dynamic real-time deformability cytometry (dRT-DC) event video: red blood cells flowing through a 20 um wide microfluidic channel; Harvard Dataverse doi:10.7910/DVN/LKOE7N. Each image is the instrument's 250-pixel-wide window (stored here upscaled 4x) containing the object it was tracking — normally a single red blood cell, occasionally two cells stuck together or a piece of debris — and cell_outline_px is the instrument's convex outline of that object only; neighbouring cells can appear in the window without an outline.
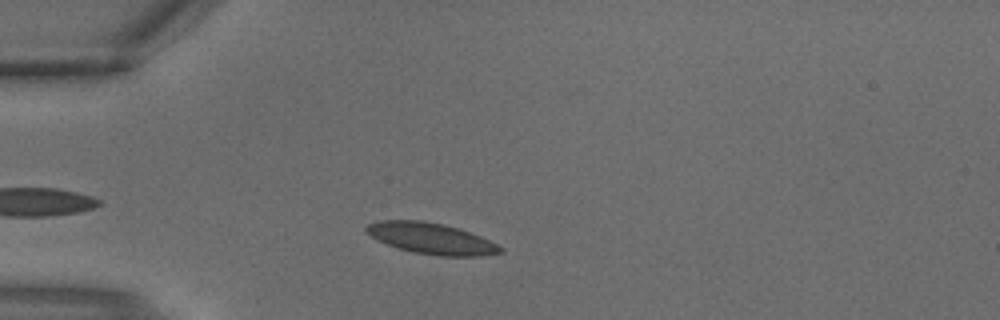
{"species": "common noctule bat (a hibernating species)", "species_latin": "Nyctalus noctula", "temperature_condition": "warm", "stored_images_in_passage": 2, "camera_frame_rate_fps": 3000, "um_per_image_px": 0.085, "animal": {"sex": "male", "body_mass_g": 18.8}, "frame": {"image": 1, "passage_image": 2, "time_ms": 0.333, "image_size_px": [1000, 320], "cell_outline_px": [[504, 252], [484, 256], [440, 256], [412, 252], [388, 244], [372, 236], [364, 228], [368, 224], [380, 220], [424, 220], [444, 224], [480, 236], [504, 248]], "centroid_in_image_um": [36.69, 20.27], "position_along_channel_um": 48.3, "area_um2": 24.04}}